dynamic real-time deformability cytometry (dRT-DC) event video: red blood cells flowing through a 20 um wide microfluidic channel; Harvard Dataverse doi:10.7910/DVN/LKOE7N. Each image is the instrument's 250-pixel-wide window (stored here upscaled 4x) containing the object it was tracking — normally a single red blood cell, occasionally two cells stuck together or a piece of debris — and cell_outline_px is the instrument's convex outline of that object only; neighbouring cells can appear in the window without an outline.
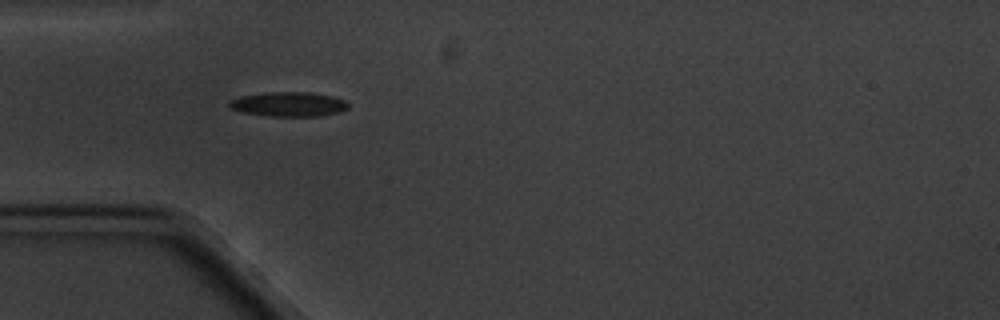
{"species": "common noctule bat (a hibernating species)", "species_latin": "Nyctalus noctula", "temperature_condition": "cold", "stored_images_in_passage": 6, "camera_frame_rate_fps": 3000, "um_per_image_px": 0.085, "animal": {"sex": "male", "body_mass_g": 20.1, "forearm_length_mm": 53.5}, "frame": {"image": 1, "passage_image": 5, "time_ms": 5.333, "image_size_px": [1000, 320], "cell_outline_px": [[348, 108], [340, 112], [320, 116], [264, 116], [240, 112], [232, 108], [228, 104], [232, 100], [240, 96], [264, 92], [312, 92], [332, 96], [344, 100], [348, 104]], "centroid_in_image_um": [24.54, 8.86], "position_along_channel_um": 60.5, "area_um2": 17.11}}